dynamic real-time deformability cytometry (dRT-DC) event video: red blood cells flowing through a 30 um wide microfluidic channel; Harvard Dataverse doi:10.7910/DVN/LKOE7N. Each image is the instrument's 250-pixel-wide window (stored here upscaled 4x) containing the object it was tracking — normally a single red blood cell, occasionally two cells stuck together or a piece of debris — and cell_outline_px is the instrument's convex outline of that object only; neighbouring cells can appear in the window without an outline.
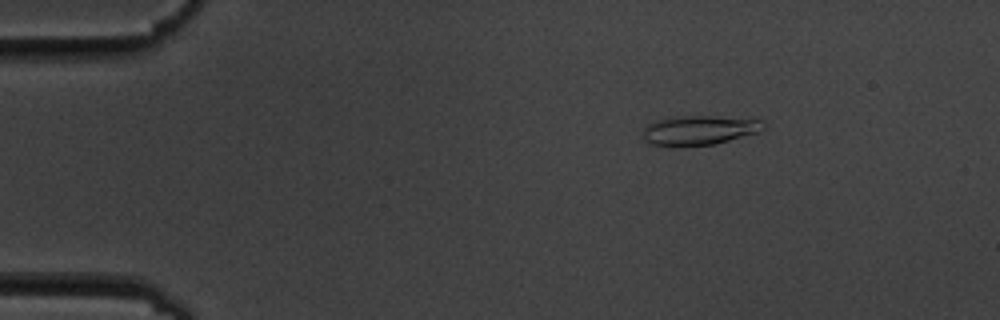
{"species": "common noctule bat (a hibernating species)", "species_latin": "Nyctalus noctula", "temperature_condition": "cold", "stored_images_in_passage": 6, "camera_frame_rate_fps": 3000, "um_per_image_px": 0.085, "animal": {"sex": "male", "body_mass_g": 19.5, "forearm_length_mm": 54.6}, "frame": {"image": 1, "passage_image": 1, "time_ms": 0.0, "image_size_px": [1000, 320], "cell_outline_px": [[764, 128], [760, 132], [712, 144], [652, 144], [644, 140], [644, 128], [648, 124], [656, 120], [668, 116], [712, 116], [760, 120], [764, 124]], "centroid_in_image_um": [59.43, 11.03], "position_along_channel_um": 25.6, "area_um2": 20.0}}
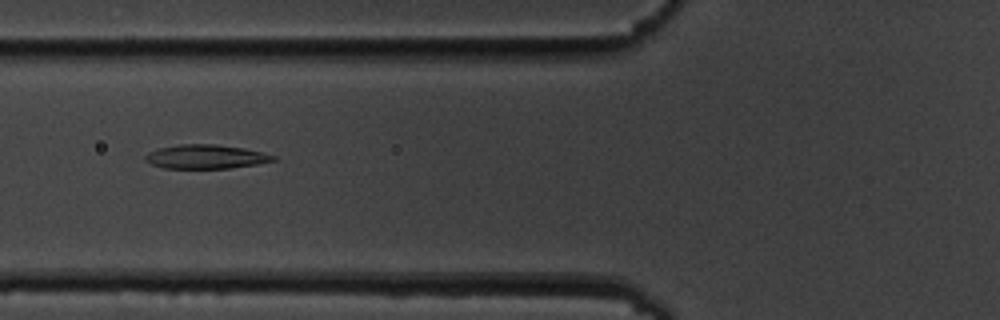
{"frame": {"image": 2, "passage_image": 5, "time_ms": 4.333, "image_size_px": [1000, 320], "cell_outline_px": [[276, 160], [256, 164], [228, 168], [164, 168], [152, 164], [144, 160], [144, 156], [148, 152], [160, 148], [180, 144], [216, 144], [244, 148], [276, 156]], "centroid_in_image_um": [17.47, 13.31], "position_along_channel_um": 108.3, "area_um2": 17.74}}
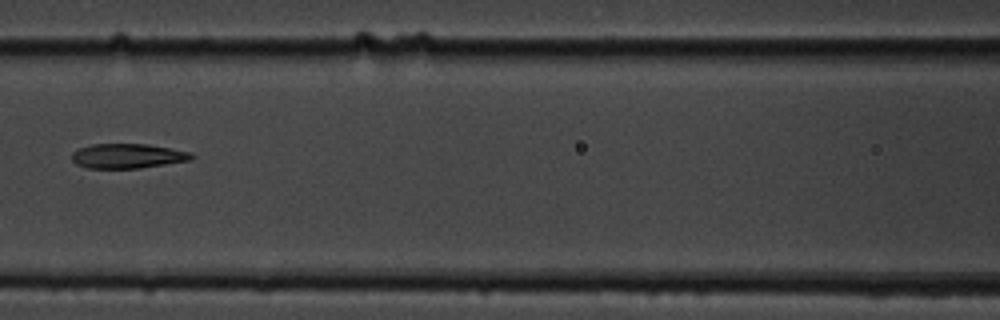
{"frame": {"image": 3, "passage_image": 6, "time_ms": 5.667, "image_size_px": [1000, 320], "cell_outline_px": [[196, 156], [192, 160], [140, 168], [88, 168], [76, 164], [72, 160], [72, 152], [80, 148], [92, 144], [148, 144], [192, 152]], "centroid_in_image_um": [10.89, 13.26], "position_along_channel_um": 155.7, "area_um2": 17.28}}